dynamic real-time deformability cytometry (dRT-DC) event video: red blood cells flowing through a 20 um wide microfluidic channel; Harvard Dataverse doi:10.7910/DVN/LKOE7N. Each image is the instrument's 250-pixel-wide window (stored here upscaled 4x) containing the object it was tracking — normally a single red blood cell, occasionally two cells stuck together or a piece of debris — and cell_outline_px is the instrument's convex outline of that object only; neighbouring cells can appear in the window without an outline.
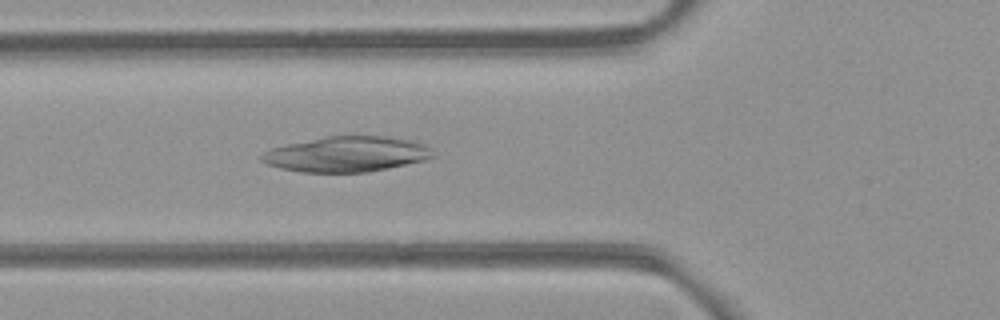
{"species": "common noctule bat (a hibernating species)", "species_latin": "Nyctalus noctula", "temperature_condition": "room temperature", "stored_images_in_passage": 50, "camera_frame_rate_fps": 3000, "um_per_image_px": 0.085, "animal": {"sex": "female", "body_mass_g": 21.9}, "frame": {"image": 1, "passage_image": 18, "time_ms": 5.667, "image_size_px": [1000, 320], "cell_outline_px": [[436, 156], [424, 160], [388, 168], [368, 172], [300, 172], [280, 168], [268, 164], [260, 160], [260, 156], [264, 152], [272, 148], [288, 144], [324, 136], [388, 136], [408, 140], [424, 144], [432, 148]], "centroid_in_image_um": [29.48, 13.1], "position_along_channel_um": 96.3, "area_um2": 35.26}}
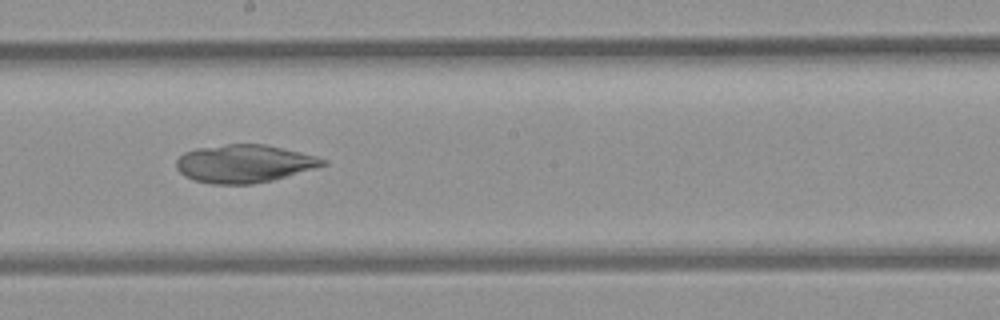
{"frame": {"image": 2, "passage_image": 28, "time_ms": 9.0, "image_size_px": [1000, 320], "cell_outline_px": [[328, 164], [272, 180], [252, 184], [212, 184], [192, 180], [184, 176], [176, 168], [176, 160], [184, 152], [196, 148], [228, 144], [264, 144], [300, 152], [316, 156], [328, 160]], "centroid_in_image_um": [20.73, 13.91], "position_along_channel_um": 227.5, "area_um2": 32.37}}
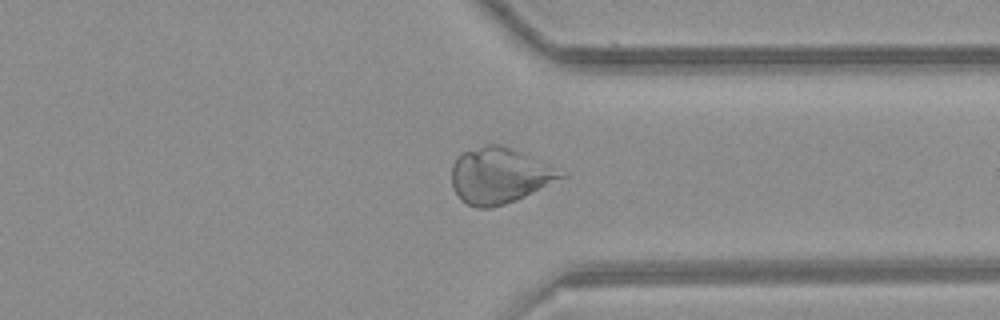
{"frame": {"image": 3, "passage_image": 39, "time_ms": 12.667, "image_size_px": [1000, 320], "cell_outline_px": [[568, 172], [564, 176], [516, 200], [492, 208], [476, 208], [460, 200], [452, 184], [452, 164], [456, 156], [460, 152], [488, 144], [500, 144]], "centroid_in_image_um": [42.4, 14.92], "position_along_channel_um": 369.0, "area_um2": 35.2}}